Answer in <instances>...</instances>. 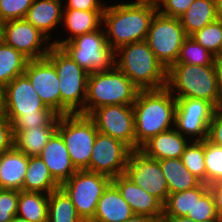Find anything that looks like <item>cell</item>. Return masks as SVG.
I'll return each mask as SVG.
<instances>
[{"instance_id": "obj_46", "label": "cell", "mask_w": 222, "mask_h": 222, "mask_svg": "<svg viewBox=\"0 0 222 222\" xmlns=\"http://www.w3.org/2000/svg\"><path fill=\"white\" fill-rule=\"evenodd\" d=\"M214 66L217 74L220 107H222V56H215Z\"/></svg>"}, {"instance_id": "obj_26", "label": "cell", "mask_w": 222, "mask_h": 222, "mask_svg": "<svg viewBox=\"0 0 222 222\" xmlns=\"http://www.w3.org/2000/svg\"><path fill=\"white\" fill-rule=\"evenodd\" d=\"M219 19L217 0H194L190 8L179 18L187 36Z\"/></svg>"}, {"instance_id": "obj_8", "label": "cell", "mask_w": 222, "mask_h": 222, "mask_svg": "<svg viewBox=\"0 0 222 222\" xmlns=\"http://www.w3.org/2000/svg\"><path fill=\"white\" fill-rule=\"evenodd\" d=\"M105 30L76 36L61 48L87 73L108 71L115 66V51L107 43Z\"/></svg>"}, {"instance_id": "obj_45", "label": "cell", "mask_w": 222, "mask_h": 222, "mask_svg": "<svg viewBox=\"0 0 222 222\" xmlns=\"http://www.w3.org/2000/svg\"><path fill=\"white\" fill-rule=\"evenodd\" d=\"M214 199L219 221L222 222V181L209 185Z\"/></svg>"}, {"instance_id": "obj_6", "label": "cell", "mask_w": 222, "mask_h": 222, "mask_svg": "<svg viewBox=\"0 0 222 222\" xmlns=\"http://www.w3.org/2000/svg\"><path fill=\"white\" fill-rule=\"evenodd\" d=\"M55 66L59 77L61 115H85L88 75L61 47L52 45L46 56ZM78 105L82 107L78 108ZM78 108V109H77Z\"/></svg>"}, {"instance_id": "obj_32", "label": "cell", "mask_w": 222, "mask_h": 222, "mask_svg": "<svg viewBox=\"0 0 222 222\" xmlns=\"http://www.w3.org/2000/svg\"><path fill=\"white\" fill-rule=\"evenodd\" d=\"M48 222H84L78 216L70 198L61 188L49 194Z\"/></svg>"}, {"instance_id": "obj_37", "label": "cell", "mask_w": 222, "mask_h": 222, "mask_svg": "<svg viewBox=\"0 0 222 222\" xmlns=\"http://www.w3.org/2000/svg\"><path fill=\"white\" fill-rule=\"evenodd\" d=\"M187 217L198 222H220L210 189L200 199H196L192 213H188Z\"/></svg>"}, {"instance_id": "obj_29", "label": "cell", "mask_w": 222, "mask_h": 222, "mask_svg": "<svg viewBox=\"0 0 222 222\" xmlns=\"http://www.w3.org/2000/svg\"><path fill=\"white\" fill-rule=\"evenodd\" d=\"M209 190V185L199 186L185 191L171 193L163 205V217H181L192 213L196 199H200Z\"/></svg>"}, {"instance_id": "obj_3", "label": "cell", "mask_w": 222, "mask_h": 222, "mask_svg": "<svg viewBox=\"0 0 222 222\" xmlns=\"http://www.w3.org/2000/svg\"><path fill=\"white\" fill-rule=\"evenodd\" d=\"M115 66L121 70L140 90L166 87L167 69L155 57L147 42L140 41L119 47ZM119 63H118V62Z\"/></svg>"}, {"instance_id": "obj_33", "label": "cell", "mask_w": 222, "mask_h": 222, "mask_svg": "<svg viewBox=\"0 0 222 222\" xmlns=\"http://www.w3.org/2000/svg\"><path fill=\"white\" fill-rule=\"evenodd\" d=\"M215 55L188 36L180 48V53L174 64H191L214 66Z\"/></svg>"}, {"instance_id": "obj_44", "label": "cell", "mask_w": 222, "mask_h": 222, "mask_svg": "<svg viewBox=\"0 0 222 222\" xmlns=\"http://www.w3.org/2000/svg\"><path fill=\"white\" fill-rule=\"evenodd\" d=\"M66 9H78L83 11L104 10L105 6L98 0H68Z\"/></svg>"}, {"instance_id": "obj_2", "label": "cell", "mask_w": 222, "mask_h": 222, "mask_svg": "<svg viewBox=\"0 0 222 222\" xmlns=\"http://www.w3.org/2000/svg\"><path fill=\"white\" fill-rule=\"evenodd\" d=\"M157 5L134 1L105 6L102 21L108 28L107 43L116 50L126 44L146 40Z\"/></svg>"}, {"instance_id": "obj_18", "label": "cell", "mask_w": 222, "mask_h": 222, "mask_svg": "<svg viewBox=\"0 0 222 222\" xmlns=\"http://www.w3.org/2000/svg\"><path fill=\"white\" fill-rule=\"evenodd\" d=\"M112 184L119 190L134 214L146 215L161 220L163 204L146 190L134 184L125 174L112 178Z\"/></svg>"}, {"instance_id": "obj_50", "label": "cell", "mask_w": 222, "mask_h": 222, "mask_svg": "<svg viewBox=\"0 0 222 222\" xmlns=\"http://www.w3.org/2000/svg\"><path fill=\"white\" fill-rule=\"evenodd\" d=\"M136 1L160 6V1L161 0H136Z\"/></svg>"}, {"instance_id": "obj_36", "label": "cell", "mask_w": 222, "mask_h": 222, "mask_svg": "<svg viewBox=\"0 0 222 222\" xmlns=\"http://www.w3.org/2000/svg\"><path fill=\"white\" fill-rule=\"evenodd\" d=\"M204 155L206 167V184L212 185L222 181V147L204 140Z\"/></svg>"}, {"instance_id": "obj_16", "label": "cell", "mask_w": 222, "mask_h": 222, "mask_svg": "<svg viewBox=\"0 0 222 222\" xmlns=\"http://www.w3.org/2000/svg\"><path fill=\"white\" fill-rule=\"evenodd\" d=\"M38 111H53L38 96L25 74L5 86L4 116L12 122L19 115H38Z\"/></svg>"}, {"instance_id": "obj_7", "label": "cell", "mask_w": 222, "mask_h": 222, "mask_svg": "<svg viewBox=\"0 0 222 222\" xmlns=\"http://www.w3.org/2000/svg\"><path fill=\"white\" fill-rule=\"evenodd\" d=\"M57 132L62 136L76 170H88L98 130L93 120L81 113L59 115Z\"/></svg>"}, {"instance_id": "obj_54", "label": "cell", "mask_w": 222, "mask_h": 222, "mask_svg": "<svg viewBox=\"0 0 222 222\" xmlns=\"http://www.w3.org/2000/svg\"><path fill=\"white\" fill-rule=\"evenodd\" d=\"M1 24H2V23L0 22V40H1Z\"/></svg>"}, {"instance_id": "obj_22", "label": "cell", "mask_w": 222, "mask_h": 222, "mask_svg": "<svg viewBox=\"0 0 222 222\" xmlns=\"http://www.w3.org/2000/svg\"><path fill=\"white\" fill-rule=\"evenodd\" d=\"M133 215L129 204L111 183L98 200L96 212L90 222H124Z\"/></svg>"}, {"instance_id": "obj_52", "label": "cell", "mask_w": 222, "mask_h": 222, "mask_svg": "<svg viewBox=\"0 0 222 222\" xmlns=\"http://www.w3.org/2000/svg\"><path fill=\"white\" fill-rule=\"evenodd\" d=\"M219 19H222V0L218 1Z\"/></svg>"}, {"instance_id": "obj_21", "label": "cell", "mask_w": 222, "mask_h": 222, "mask_svg": "<svg viewBox=\"0 0 222 222\" xmlns=\"http://www.w3.org/2000/svg\"><path fill=\"white\" fill-rule=\"evenodd\" d=\"M28 156L15 146L0 155V189L23 191Z\"/></svg>"}, {"instance_id": "obj_9", "label": "cell", "mask_w": 222, "mask_h": 222, "mask_svg": "<svg viewBox=\"0 0 222 222\" xmlns=\"http://www.w3.org/2000/svg\"><path fill=\"white\" fill-rule=\"evenodd\" d=\"M112 178L88 170H77L60 188L67 194L75 206L78 216L84 222H90L96 212L97 203Z\"/></svg>"}, {"instance_id": "obj_12", "label": "cell", "mask_w": 222, "mask_h": 222, "mask_svg": "<svg viewBox=\"0 0 222 222\" xmlns=\"http://www.w3.org/2000/svg\"><path fill=\"white\" fill-rule=\"evenodd\" d=\"M133 150L111 136L97 133L89 162V171L111 178L123 175Z\"/></svg>"}, {"instance_id": "obj_23", "label": "cell", "mask_w": 222, "mask_h": 222, "mask_svg": "<svg viewBox=\"0 0 222 222\" xmlns=\"http://www.w3.org/2000/svg\"><path fill=\"white\" fill-rule=\"evenodd\" d=\"M59 115L47 126L33 129H13L14 146L28 157L39 156L52 135L57 131Z\"/></svg>"}, {"instance_id": "obj_31", "label": "cell", "mask_w": 222, "mask_h": 222, "mask_svg": "<svg viewBox=\"0 0 222 222\" xmlns=\"http://www.w3.org/2000/svg\"><path fill=\"white\" fill-rule=\"evenodd\" d=\"M29 59L0 40V84L6 86L24 74Z\"/></svg>"}, {"instance_id": "obj_5", "label": "cell", "mask_w": 222, "mask_h": 222, "mask_svg": "<svg viewBox=\"0 0 222 222\" xmlns=\"http://www.w3.org/2000/svg\"><path fill=\"white\" fill-rule=\"evenodd\" d=\"M139 88L116 66L88 75L85 115L110 105H133ZM89 103V104H87Z\"/></svg>"}, {"instance_id": "obj_49", "label": "cell", "mask_w": 222, "mask_h": 222, "mask_svg": "<svg viewBox=\"0 0 222 222\" xmlns=\"http://www.w3.org/2000/svg\"><path fill=\"white\" fill-rule=\"evenodd\" d=\"M5 110V86L0 84V115H4Z\"/></svg>"}, {"instance_id": "obj_53", "label": "cell", "mask_w": 222, "mask_h": 222, "mask_svg": "<svg viewBox=\"0 0 222 222\" xmlns=\"http://www.w3.org/2000/svg\"><path fill=\"white\" fill-rule=\"evenodd\" d=\"M155 222H167V221H166V220L161 219V220H156Z\"/></svg>"}, {"instance_id": "obj_41", "label": "cell", "mask_w": 222, "mask_h": 222, "mask_svg": "<svg viewBox=\"0 0 222 222\" xmlns=\"http://www.w3.org/2000/svg\"><path fill=\"white\" fill-rule=\"evenodd\" d=\"M194 0H161V6H157V11L161 15L173 18H180L191 6Z\"/></svg>"}, {"instance_id": "obj_13", "label": "cell", "mask_w": 222, "mask_h": 222, "mask_svg": "<svg viewBox=\"0 0 222 222\" xmlns=\"http://www.w3.org/2000/svg\"><path fill=\"white\" fill-rule=\"evenodd\" d=\"M124 174L134 184L165 204L169 190L158 160L147 157L141 150H133L129 154Z\"/></svg>"}, {"instance_id": "obj_47", "label": "cell", "mask_w": 222, "mask_h": 222, "mask_svg": "<svg viewBox=\"0 0 222 222\" xmlns=\"http://www.w3.org/2000/svg\"><path fill=\"white\" fill-rule=\"evenodd\" d=\"M155 221L156 219L153 217L134 214L132 217H130L128 220L124 222H155Z\"/></svg>"}, {"instance_id": "obj_25", "label": "cell", "mask_w": 222, "mask_h": 222, "mask_svg": "<svg viewBox=\"0 0 222 222\" xmlns=\"http://www.w3.org/2000/svg\"><path fill=\"white\" fill-rule=\"evenodd\" d=\"M104 10H89L83 11L78 9H65L62 19H64L65 26L72 33L70 37L62 41H55L52 44L61 47L64 43L69 42L76 36L83 35L95 30H98L100 24L102 25Z\"/></svg>"}, {"instance_id": "obj_51", "label": "cell", "mask_w": 222, "mask_h": 222, "mask_svg": "<svg viewBox=\"0 0 222 222\" xmlns=\"http://www.w3.org/2000/svg\"><path fill=\"white\" fill-rule=\"evenodd\" d=\"M10 222H29V221H27L24 218H21V217L15 215L14 218Z\"/></svg>"}, {"instance_id": "obj_40", "label": "cell", "mask_w": 222, "mask_h": 222, "mask_svg": "<svg viewBox=\"0 0 222 222\" xmlns=\"http://www.w3.org/2000/svg\"><path fill=\"white\" fill-rule=\"evenodd\" d=\"M19 190L0 189V222H10L17 214Z\"/></svg>"}, {"instance_id": "obj_1", "label": "cell", "mask_w": 222, "mask_h": 222, "mask_svg": "<svg viewBox=\"0 0 222 222\" xmlns=\"http://www.w3.org/2000/svg\"><path fill=\"white\" fill-rule=\"evenodd\" d=\"M176 105V98L166 87L139 90L132 105L136 150L152 137L171 129L169 126L175 123Z\"/></svg>"}, {"instance_id": "obj_39", "label": "cell", "mask_w": 222, "mask_h": 222, "mask_svg": "<svg viewBox=\"0 0 222 222\" xmlns=\"http://www.w3.org/2000/svg\"><path fill=\"white\" fill-rule=\"evenodd\" d=\"M57 115L54 111H38V115H19L11 123L13 129H33L47 126Z\"/></svg>"}, {"instance_id": "obj_15", "label": "cell", "mask_w": 222, "mask_h": 222, "mask_svg": "<svg viewBox=\"0 0 222 222\" xmlns=\"http://www.w3.org/2000/svg\"><path fill=\"white\" fill-rule=\"evenodd\" d=\"M48 38L39 29L35 28L25 18L7 21L1 24V40L17 51L21 52L29 60L41 59L47 56L52 43L46 45L42 51L43 42L49 43Z\"/></svg>"}, {"instance_id": "obj_19", "label": "cell", "mask_w": 222, "mask_h": 222, "mask_svg": "<svg viewBox=\"0 0 222 222\" xmlns=\"http://www.w3.org/2000/svg\"><path fill=\"white\" fill-rule=\"evenodd\" d=\"M53 179L61 185L77 170L73 166L62 136L56 131L40 153Z\"/></svg>"}, {"instance_id": "obj_10", "label": "cell", "mask_w": 222, "mask_h": 222, "mask_svg": "<svg viewBox=\"0 0 222 222\" xmlns=\"http://www.w3.org/2000/svg\"><path fill=\"white\" fill-rule=\"evenodd\" d=\"M187 37L178 18L167 17L157 12L151 21L145 41L156 59L168 69L176 63L180 48Z\"/></svg>"}, {"instance_id": "obj_14", "label": "cell", "mask_w": 222, "mask_h": 222, "mask_svg": "<svg viewBox=\"0 0 222 222\" xmlns=\"http://www.w3.org/2000/svg\"><path fill=\"white\" fill-rule=\"evenodd\" d=\"M176 101V130L185 136L199 135L195 141L205 140L216 108L209 101L197 98H176Z\"/></svg>"}, {"instance_id": "obj_48", "label": "cell", "mask_w": 222, "mask_h": 222, "mask_svg": "<svg viewBox=\"0 0 222 222\" xmlns=\"http://www.w3.org/2000/svg\"><path fill=\"white\" fill-rule=\"evenodd\" d=\"M162 219L166 220L167 222H198V221L190 219L187 216H181V217H162Z\"/></svg>"}, {"instance_id": "obj_20", "label": "cell", "mask_w": 222, "mask_h": 222, "mask_svg": "<svg viewBox=\"0 0 222 222\" xmlns=\"http://www.w3.org/2000/svg\"><path fill=\"white\" fill-rule=\"evenodd\" d=\"M185 138L173 128L152 137L140 150L147 157L155 160L181 158L185 147L189 144Z\"/></svg>"}, {"instance_id": "obj_42", "label": "cell", "mask_w": 222, "mask_h": 222, "mask_svg": "<svg viewBox=\"0 0 222 222\" xmlns=\"http://www.w3.org/2000/svg\"><path fill=\"white\" fill-rule=\"evenodd\" d=\"M14 137L12 123L0 115V155L14 147Z\"/></svg>"}, {"instance_id": "obj_27", "label": "cell", "mask_w": 222, "mask_h": 222, "mask_svg": "<svg viewBox=\"0 0 222 222\" xmlns=\"http://www.w3.org/2000/svg\"><path fill=\"white\" fill-rule=\"evenodd\" d=\"M158 161L166 178L169 194L190 190L202 183L185 167L181 158Z\"/></svg>"}, {"instance_id": "obj_35", "label": "cell", "mask_w": 222, "mask_h": 222, "mask_svg": "<svg viewBox=\"0 0 222 222\" xmlns=\"http://www.w3.org/2000/svg\"><path fill=\"white\" fill-rule=\"evenodd\" d=\"M191 37L213 55H219L222 49V19L204 26Z\"/></svg>"}, {"instance_id": "obj_4", "label": "cell", "mask_w": 222, "mask_h": 222, "mask_svg": "<svg viewBox=\"0 0 222 222\" xmlns=\"http://www.w3.org/2000/svg\"><path fill=\"white\" fill-rule=\"evenodd\" d=\"M166 88L176 93L175 98H197L220 107L215 66L172 64L167 69Z\"/></svg>"}, {"instance_id": "obj_17", "label": "cell", "mask_w": 222, "mask_h": 222, "mask_svg": "<svg viewBox=\"0 0 222 222\" xmlns=\"http://www.w3.org/2000/svg\"><path fill=\"white\" fill-rule=\"evenodd\" d=\"M24 74L44 104L61 115L59 77L54 64L47 57L29 60Z\"/></svg>"}, {"instance_id": "obj_34", "label": "cell", "mask_w": 222, "mask_h": 222, "mask_svg": "<svg viewBox=\"0 0 222 222\" xmlns=\"http://www.w3.org/2000/svg\"><path fill=\"white\" fill-rule=\"evenodd\" d=\"M181 159L185 167L202 183L206 184L204 140H194L192 143L187 145Z\"/></svg>"}, {"instance_id": "obj_43", "label": "cell", "mask_w": 222, "mask_h": 222, "mask_svg": "<svg viewBox=\"0 0 222 222\" xmlns=\"http://www.w3.org/2000/svg\"><path fill=\"white\" fill-rule=\"evenodd\" d=\"M207 139L222 147V107L216 108L209 125Z\"/></svg>"}, {"instance_id": "obj_24", "label": "cell", "mask_w": 222, "mask_h": 222, "mask_svg": "<svg viewBox=\"0 0 222 222\" xmlns=\"http://www.w3.org/2000/svg\"><path fill=\"white\" fill-rule=\"evenodd\" d=\"M61 0H33L25 19L48 38L51 29L62 21Z\"/></svg>"}, {"instance_id": "obj_28", "label": "cell", "mask_w": 222, "mask_h": 222, "mask_svg": "<svg viewBox=\"0 0 222 222\" xmlns=\"http://www.w3.org/2000/svg\"><path fill=\"white\" fill-rule=\"evenodd\" d=\"M60 188L51 176L40 156L28 157V167L24 178L23 191L50 194Z\"/></svg>"}, {"instance_id": "obj_55", "label": "cell", "mask_w": 222, "mask_h": 222, "mask_svg": "<svg viewBox=\"0 0 222 222\" xmlns=\"http://www.w3.org/2000/svg\"><path fill=\"white\" fill-rule=\"evenodd\" d=\"M216 56H222V49H221V51H220L219 55H216Z\"/></svg>"}, {"instance_id": "obj_38", "label": "cell", "mask_w": 222, "mask_h": 222, "mask_svg": "<svg viewBox=\"0 0 222 222\" xmlns=\"http://www.w3.org/2000/svg\"><path fill=\"white\" fill-rule=\"evenodd\" d=\"M33 0H0V22L24 19Z\"/></svg>"}, {"instance_id": "obj_30", "label": "cell", "mask_w": 222, "mask_h": 222, "mask_svg": "<svg viewBox=\"0 0 222 222\" xmlns=\"http://www.w3.org/2000/svg\"><path fill=\"white\" fill-rule=\"evenodd\" d=\"M49 194L19 191L17 216L29 222H48Z\"/></svg>"}, {"instance_id": "obj_11", "label": "cell", "mask_w": 222, "mask_h": 222, "mask_svg": "<svg viewBox=\"0 0 222 222\" xmlns=\"http://www.w3.org/2000/svg\"><path fill=\"white\" fill-rule=\"evenodd\" d=\"M99 133L111 136L136 150L134 110L132 105H110L94 109L88 115Z\"/></svg>"}]
</instances>
